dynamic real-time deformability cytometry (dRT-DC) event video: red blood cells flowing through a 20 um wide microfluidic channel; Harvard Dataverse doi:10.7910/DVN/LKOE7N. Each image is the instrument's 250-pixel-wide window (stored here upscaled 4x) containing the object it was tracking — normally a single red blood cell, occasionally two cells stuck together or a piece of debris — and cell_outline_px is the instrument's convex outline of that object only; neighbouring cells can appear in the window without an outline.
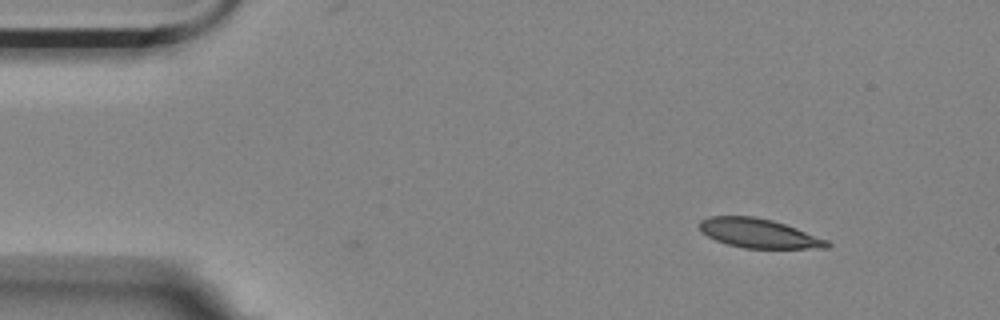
{"species": "Egyptian fruit bat (a non-hibernating species)", "species_latin": "Rousettus aegyptiacus", "temperature_condition": "room temperature", "stored_images_in_passage": 2, "camera_frame_rate_fps": 3000, "um_per_image_px": 0.085, "animal": {"sex": "female"}, "frame": {"image": 1, "passage_image": 2, "time_ms": 0.333, "image_size_px": [1000, 320], "cell_outline_px": [[832, 244], [828, 248], [744, 248], [728, 244], [716, 240], [700, 232], [700, 220], [708, 216], [752, 216], [772, 220], [796, 228], [828, 240]], "centroid_in_image_um": [64.49, 19.83], "position_along_channel_um": 20.5, "area_um2": 21.62}}